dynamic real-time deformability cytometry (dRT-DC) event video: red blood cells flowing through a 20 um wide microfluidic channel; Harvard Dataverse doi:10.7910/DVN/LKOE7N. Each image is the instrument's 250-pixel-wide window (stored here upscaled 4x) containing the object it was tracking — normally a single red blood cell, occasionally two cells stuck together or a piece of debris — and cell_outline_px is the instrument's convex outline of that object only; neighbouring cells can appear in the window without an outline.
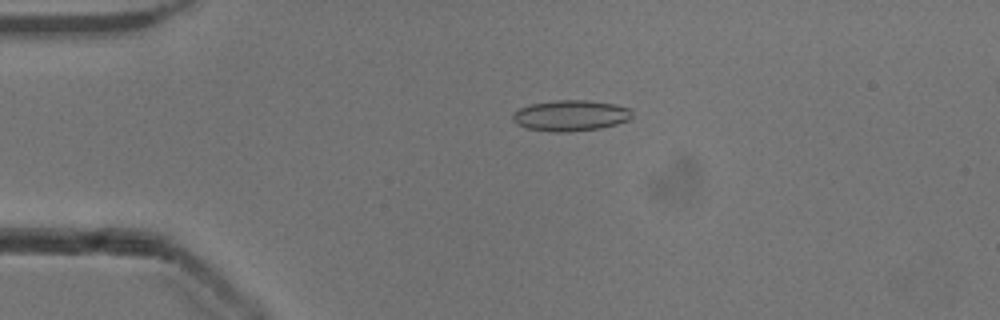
{"species": "common noctule bat (a hibernating species)", "species_latin": "Nyctalus noctula", "temperature_condition": "cold", "stored_images_in_passage": 47, "camera_frame_rate_fps": 3000, "um_per_image_px": 0.085, "animal": {"sex": "male", "body_mass_g": 13.3}, "frame": {"image": 1, "passage_image": 6, "time_ms": 1.667, "image_size_px": [1000, 320], "cell_outline_px": [[632, 116], [628, 120], [616, 124], [600, 128], [568, 132], [552, 132], [528, 128], [516, 124], [512, 120], [512, 116], [520, 108], [532, 104], [556, 100], [588, 100], [616, 104], [632, 108]], "centroid_in_image_um": [48.54, 9.82], "position_along_channel_um": 36.5, "area_um2": 21.5}}
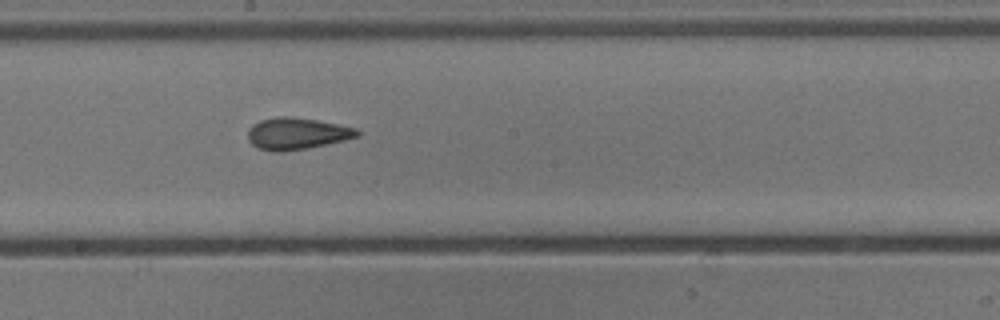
{"frame": {"image": 2, "passage_image": 23, "time_ms": 7.333, "image_size_px": [1000, 320], "cell_outline_px": [[360, 136], [344, 140], [308, 148], [284, 152], [272, 152], [256, 148], [248, 140], [248, 128], [252, 124], [260, 120], [280, 116], [292, 116], [316, 120], [356, 128], [360, 132]], "centroid_in_image_um": [25.19, 11.36], "position_along_channel_um": 223.0, "area_um2": 20.4}}
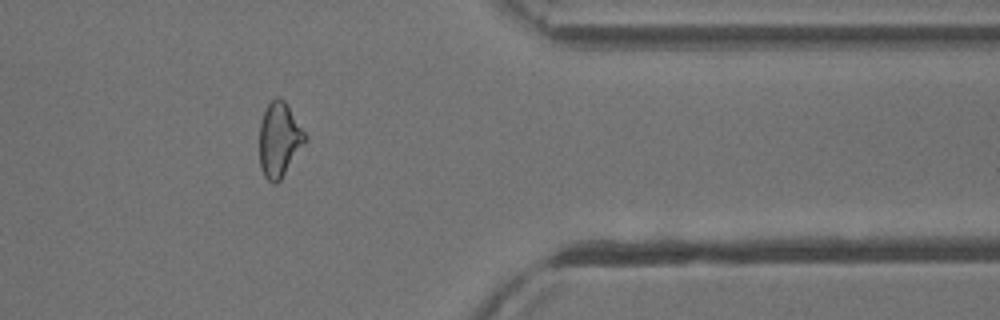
{"frame": {"image": 3, "passage_image": 37, "time_ms": 12.0, "image_size_px": [1000, 320], "cell_outline_px": [[308, 140], [280, 180], [276, 184], [272, 184], [264, 176], [260, 168], [260, 120], [268, 104], [276, 96], [280, 96], [284, 100], [308, 136]], "centroid_in_image_um": [23.75, 11.88], "position_along_channel_um": 387.6, "area_um2": 20.0}, "authors_computed_cell_mechanics": {"area_um2": 20.1722, "velocity_mm_per_s": 3.9204, "shape_relaxation_time_tau1_ms": 10.7008, "shape_relaxation_time_tau2_ms": 1.9117, "deformation_change_tau1": 0.2, "deformation_change_tau2": 0.0815}}